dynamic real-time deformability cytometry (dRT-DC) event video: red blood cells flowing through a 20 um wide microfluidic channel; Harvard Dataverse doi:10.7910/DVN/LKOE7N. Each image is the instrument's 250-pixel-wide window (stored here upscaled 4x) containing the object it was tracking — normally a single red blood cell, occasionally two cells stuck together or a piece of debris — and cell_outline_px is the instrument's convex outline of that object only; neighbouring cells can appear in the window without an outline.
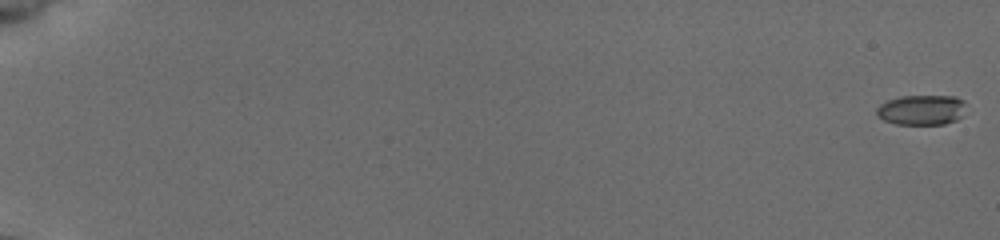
{"species": "common noctule bat (a hibernating species)", "species_latin": "Nyctalus noctula", "temperature_condition": "cold", "stored_images_in_passage": 21, "camera_frame_rate_fps": 3000, "um_per_image_px": 0.085, "animal": {"sex": "female", "body_mass_g": 19.5, "forearm_length_mm": 54.1}, "frame": {"image": 1, "passage_image": 1, "time_ms": 0.0, "image_size_px": [1000, 240], "cell_outline_px": [[964, 116], [956, 120], [944, 124], [896, 124], [884, 120], [876, 116], [876, 108], [880, 104], [888, 100], [900, 96], [956, 96], [964, 100]], "centroid_in_image_um": [78.33, 9.34], "position_along_channel_um": 6.7, "area_um2": 15.84}}
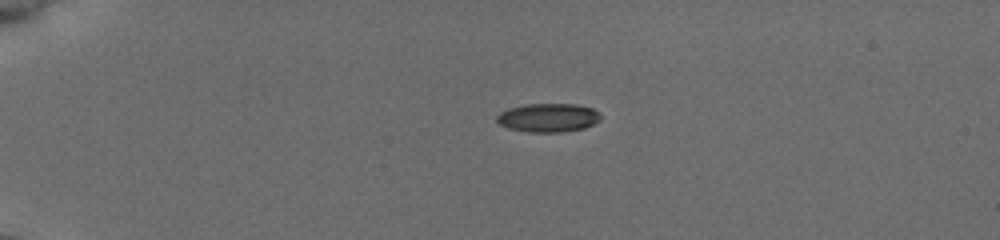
{"frame": {"image": 2, "passage_image": 15, "time_ms": 4.667, "image_size_px": [1000, 240], "cell_outline_px": [[600, 120], [584, 128], [564, 132], [528, 132], [508, 128], [500, 124], [496, 120], [496, 116], [500, 112], [508, 108], [524, 104], [576, 104], [592, 108], [600, 112]], "centroid_in_image_um": [46.59, 10.0], "position_along_channel_um": 38.4, "area_um2": 17.46}}